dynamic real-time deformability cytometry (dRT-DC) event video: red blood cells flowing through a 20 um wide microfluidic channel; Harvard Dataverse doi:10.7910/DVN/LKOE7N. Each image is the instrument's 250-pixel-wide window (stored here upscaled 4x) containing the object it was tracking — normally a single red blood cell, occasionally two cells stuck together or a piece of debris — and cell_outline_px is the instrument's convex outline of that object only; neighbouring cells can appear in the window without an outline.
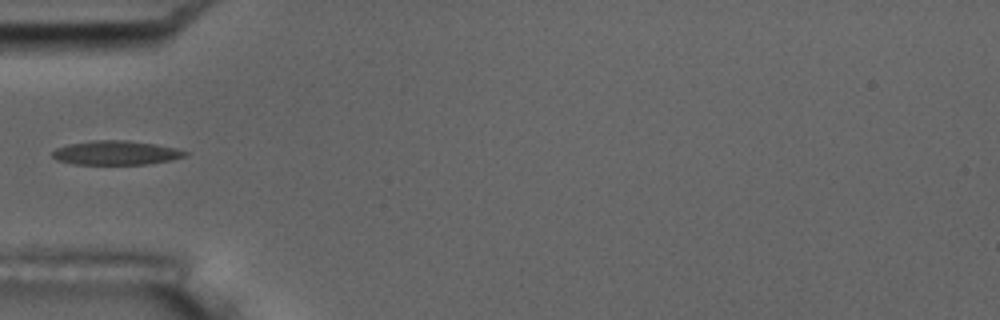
{"species": "common noctule bat (a hibernating species)", "species_latin": "Nyctalus noctula", "temperature_condition": "room temperature", "stored_images_in_passage": 5, "camera_frame_rate_fps": 3000, "um_per_image_px": 0.085, "animal": {"sex": "male", "body_mass_g": 17.5, "forearm_length_mm": 52.3}, "frame": {"image": 1, "passage_image": 2, "time_ms": 0.333, "image_size_px": [1000, 320], "cell_outline_px": [[188, 152], [184, 156], [172, 160], [144, 164], [72, 164], [56, 160], [52, 156], [52, 152], [56, 148], [68, 144], [92, 140], [128, 140], [156, 144], [176, 148]], "centroid_in_image_um": [9.82, 12.98], "position_along_channel_um": 75.2, "area_um2": 18.67}}
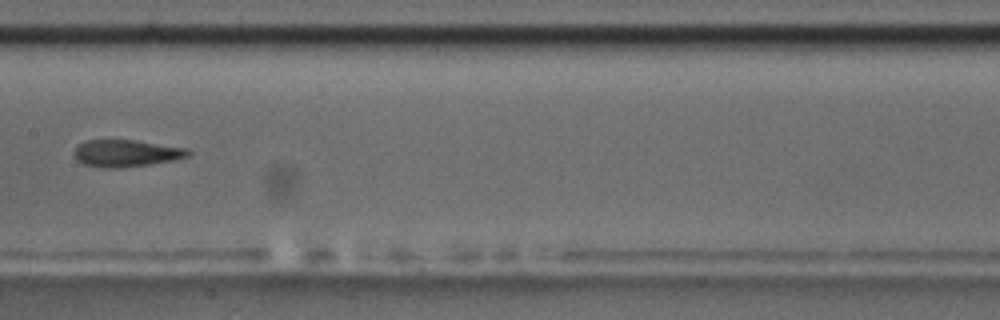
{"frame": {"image": 2, "passage_image": 5, "time_ms": 1.333, "image_size_px": [1000, 320], "cell_outline_px": [[192, 152], [188, 156], [176, 160], [120, 168], [104, 168], [84, 164], [76, 160], [72, 152], [84, 140], [136, 140], [188, 148]], "centroid_in_image_um": [10.73, 13.02], "position_along_channel_um": 196.7, "area_um2": 18.09}}